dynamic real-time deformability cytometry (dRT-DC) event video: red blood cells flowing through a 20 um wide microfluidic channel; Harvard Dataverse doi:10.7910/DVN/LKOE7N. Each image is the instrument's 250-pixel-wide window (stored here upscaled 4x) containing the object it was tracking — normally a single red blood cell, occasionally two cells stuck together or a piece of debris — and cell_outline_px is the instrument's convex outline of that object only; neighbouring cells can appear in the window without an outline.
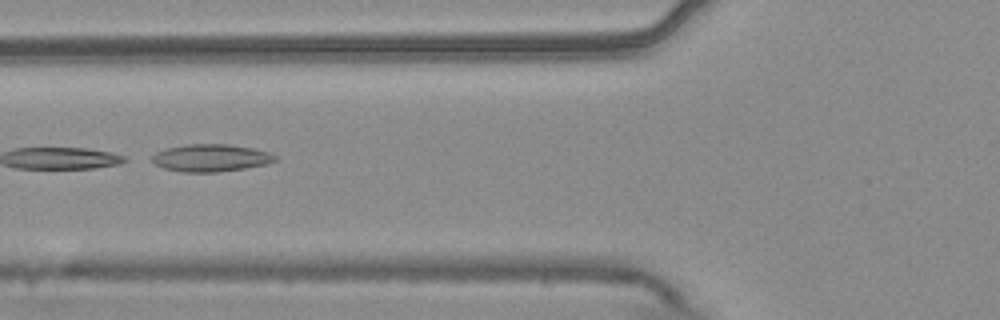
{"species": "common noctule bat (a hibernating species)", "species_latin": "Nyctalus noctula", "temperature_condition": "warm", "stored_images_in_passage": 23, "camera_frame_rate_fps": 3000, "um_per_image_px": 0.085, "animal": {"sex": "male", "body_mass_g": 20.4}, "frame": {"image": 1, "passage_image": 20, "time_ms": 6.333, "image_size_px": [1000, 320], "cell_outline_px": [[276, 160], [268, 164], [220, 172], [180, 172], [164, 168], [156, 164], [152, 160], [152, 156], [156, 152], [168, 148], [188, 144], [228, 144], [252, 148], [268, 152], [276, 156]], "centroid_in_image_um": [17.93, 13.42], "position_along_channel_um": 107.9, "area_um2": 19.54}}